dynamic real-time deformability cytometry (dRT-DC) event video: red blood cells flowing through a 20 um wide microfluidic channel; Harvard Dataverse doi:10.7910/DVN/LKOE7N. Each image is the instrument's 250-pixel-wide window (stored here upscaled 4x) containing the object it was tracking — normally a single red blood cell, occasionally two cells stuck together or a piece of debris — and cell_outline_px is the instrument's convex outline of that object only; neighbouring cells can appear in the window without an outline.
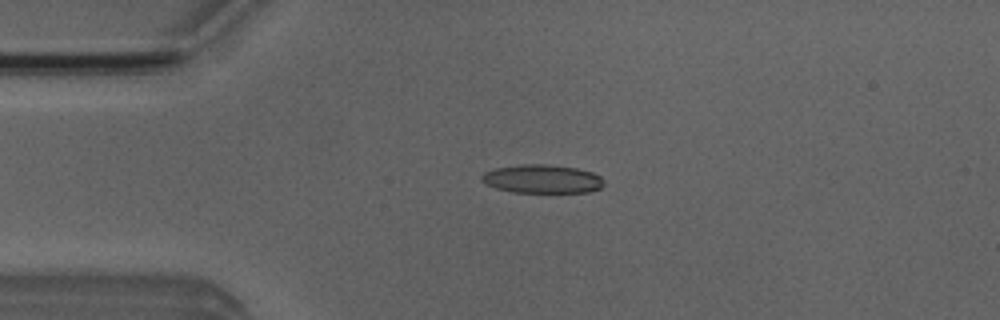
{"species": "Egyptian fruit bat (a non-hibernating species)", "species_latin": "Rousettus aegyptiacus", "temperature_condition": "room temperature", "stored_images_in_passage": 6, "camera_frame_rate_fps": 3000, "um_per_image_px": 0.085, "animal": {"sex": "male"}, "frame": {"image": 1, "passage_image": 2, "time_ms": 1.0, "image_size_px": [1000, 320], "cell_outline_px": [[604, 184], [600, 188], [588, 192], [512, 192], [496, 188], [484, 184], [480, 180], [480, 176], [484, 172], [496, 168], [520, 164], [544, 164], [576, 168], [592, 172], [600, 176], [604, 180]], "centroid_in_image_um": [46.05, 15.21], "position_along_channel_um": 38.9, "area_um2": 20.4}}
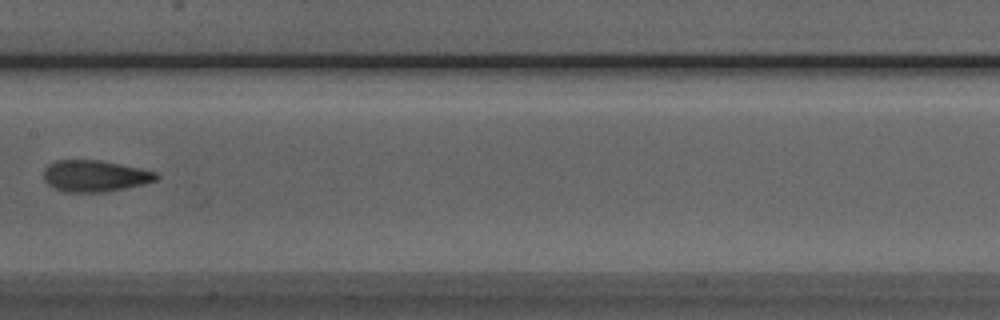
{"frame": {"image": 2, "passage_image": 6, "time_ms": 5.667, "image_size_px": [1000, 320], "cell_outline_px": [[160, 176], [156, 180], [144, 184], [124, 188], [100, 192], [64, 192], [48, 184], [44, 180], [44, 168], [48, 164], [56, 160], [100, 160], [140, 168], [156, 172]], "centroid_in_image_um": [8.06, 14.95], "position_along_channel_um": 199.3, "area_um2": 20.58}}